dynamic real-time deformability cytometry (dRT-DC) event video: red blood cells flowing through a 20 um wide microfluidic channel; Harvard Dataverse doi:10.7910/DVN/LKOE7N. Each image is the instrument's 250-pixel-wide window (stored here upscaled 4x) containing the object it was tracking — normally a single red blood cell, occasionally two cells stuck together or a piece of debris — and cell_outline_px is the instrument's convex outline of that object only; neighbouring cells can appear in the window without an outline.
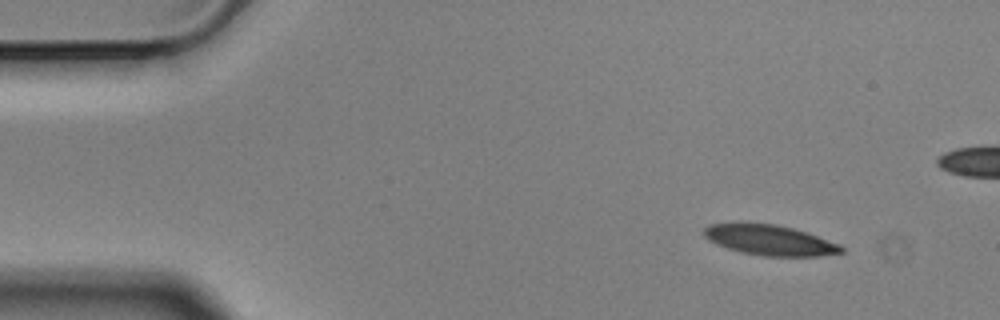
{"species": "Egyptian fruit bat (a non-hibernating species)", "species_latin": "Rousettus aegyptiacus", "temperature_condition": "cold", "stored_images_in_passage": 6, "segment_of_instrument_passage": [1, 2], "camera_frame_rate_fps": 3000, "um_per_image_px": 0.085, "animal": {"sex": "male"}, "frame": {"image": 1, "passage_image": 1, "time_ms": 0.0, "image_size_px": [1000, 320], "cell_outline_px": [[844, 252], [820, 256], [764, 256], [740, 252], [716, 244], [708, 240], [704, 236], [704, 228], [708, 224], [776, 224], [792, 228], [840, 244], [844, 248]], "centroid_in_image_um": [65.44, 20.43], "position_along_channel_um": 19.6, "area_um2": 23.87}}
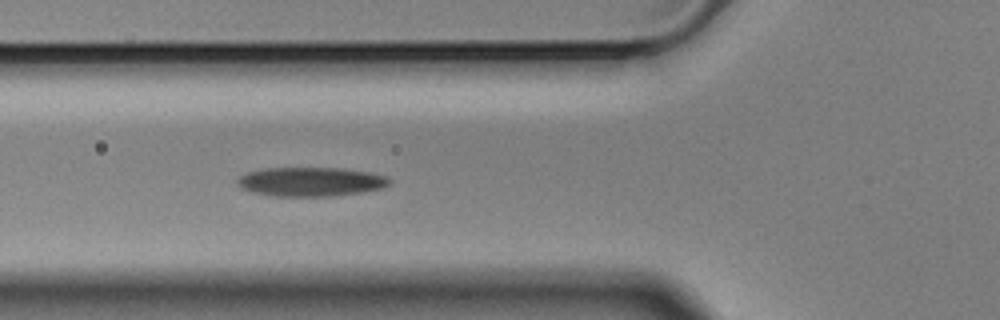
{"frame": {"image": 2, "passage_image": 5, "time_ms": 1.333, "image_size_px": [1000, 320], "cell_outline_px": [[392, 180], [384, 188], [360, 192], [332, 196], [272, 196], [252, 192], [240, 188], [236, 184], [236, 180], [240, 176], [248, 172], [264, 168], [340, 168], [368, 172], [388, 176]], "centroid_in_image_um": [26.39, 15.45], "position_along_channel_um": 99.4, "area_um2": 25.89}}